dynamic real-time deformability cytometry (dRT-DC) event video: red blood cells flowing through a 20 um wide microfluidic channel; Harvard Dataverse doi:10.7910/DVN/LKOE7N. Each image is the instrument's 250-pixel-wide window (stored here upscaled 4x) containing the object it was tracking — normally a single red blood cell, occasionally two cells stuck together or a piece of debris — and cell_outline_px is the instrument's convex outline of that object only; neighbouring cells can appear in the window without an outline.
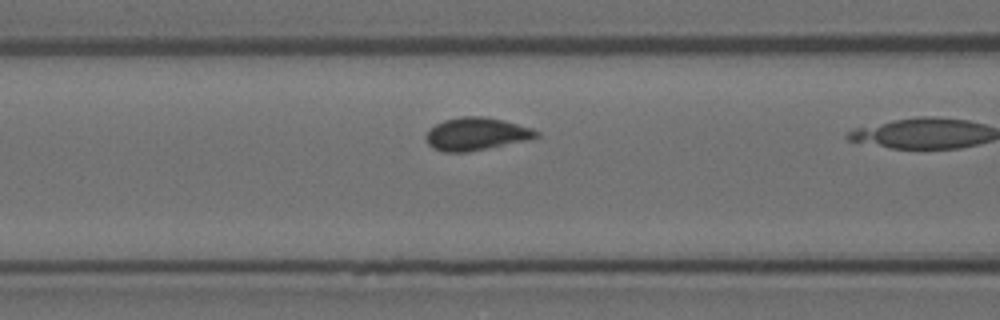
{"species": "Egyptian fruit bat (a non-hibernating species)", "species_latin": "Rousettus aegyptiacus", "temperature_condition": "room temperature", "stored_images_in_passage": 5, "segment_of_instrument_passage": [2, 2], "camera_frame_rate_fps": 3000, "um_per_image_px": 0.085, "animal": {"sex": "female"}, "frame": {"image": 1, "passage_image": 5, "time_ms": 1.333, "image_size_px": [1000, 320], "cell_outline_px": [[540, 136], [528, 140], [468, 152], [444, 152], [432, 148], [428, 144], [424, 136], [436, 124], [444, 120], [464, 116], [484, 116], [532, 128], [540, 132]], "centroid_in_image_um": [40.48, 11.4], "position_along_channel_um": 126.1, "area_um2": 20.92}}